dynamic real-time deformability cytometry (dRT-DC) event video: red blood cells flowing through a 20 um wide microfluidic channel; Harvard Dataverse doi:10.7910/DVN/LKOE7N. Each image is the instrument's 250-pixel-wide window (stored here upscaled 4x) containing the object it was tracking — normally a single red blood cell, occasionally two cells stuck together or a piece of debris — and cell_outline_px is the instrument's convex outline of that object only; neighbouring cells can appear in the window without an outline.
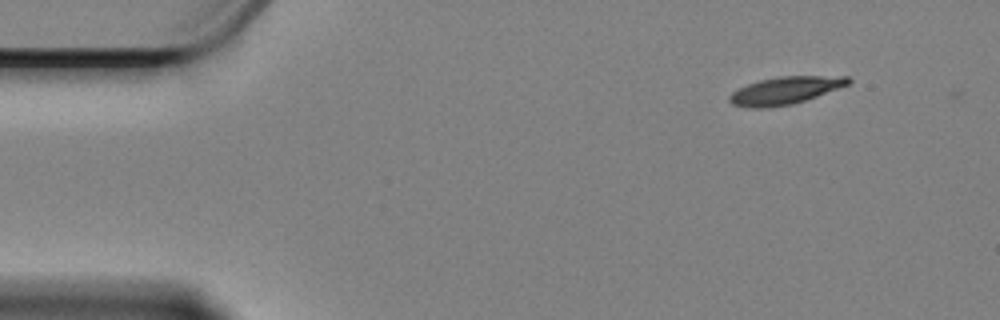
{"species": "Egyptian fruit bat (a non-hibernating species)", "species_latin": "Rousettus aegyptiacus", "temperature_condition": "cold", "stored_images_in_passage": 2, "camera_frame_rate_fps": 3000, "um_per_image_px": 0.085, "animal": {"sex": "female"}, "frame": {"image": 1, "passage_image": 1, "time_ms": 0.0, "image_size_px": [1000, 320], "cell_outline_px": [[852, 80], [848, 84], [816, 96], [792, 104], [764, 108], [752, 108], [732, 104], [728, 100], [728, 96], [736, 88], [760, 80], [780, 76], [848, 76]], "centroid_in_image_um": [66.69, 7.68], "position_along_channel_um": 18.3, "area_um2": 18.84}}